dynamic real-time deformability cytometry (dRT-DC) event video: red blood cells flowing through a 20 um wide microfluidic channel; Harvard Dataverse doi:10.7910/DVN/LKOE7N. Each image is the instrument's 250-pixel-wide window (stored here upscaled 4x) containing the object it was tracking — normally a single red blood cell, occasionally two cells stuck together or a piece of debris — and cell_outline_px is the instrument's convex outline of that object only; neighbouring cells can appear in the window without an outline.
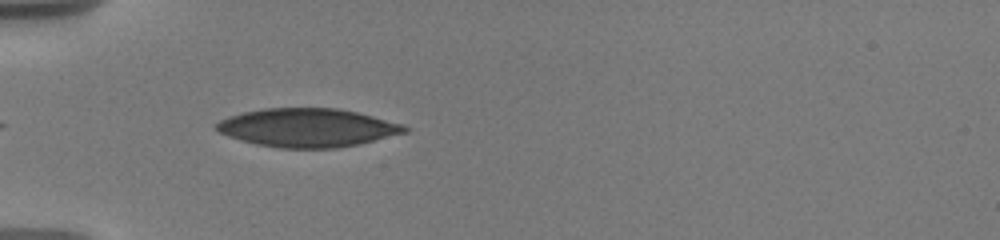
{"species": "human", "species_latin": "Homo sapiens", "temperature_condition": "warm", "stored_images_in_passage": 2, "camera_frame_rate_fps": 3000, "um_per_image_px": 0.085, "donor": {"sex": "male"}, "frame": {"image": 1, "passage_image": 1, "time_ms": 0.0, "image_size_px": [1000, 240], "cell_outline_px": [[408, 132], [360, 144], [336, 148], [280, 148], [256, 144], [240, 140], [228, 136], [212, 128], [212, 124], [228, 116], [244, 112], [264, 108], [336, 108], [356, 112], [404, 124], [408, 128]], "centroid_in_image_um": [26.11, 10.86], "position_along_channel_um": 58.9, "area_um2": 42.43}}